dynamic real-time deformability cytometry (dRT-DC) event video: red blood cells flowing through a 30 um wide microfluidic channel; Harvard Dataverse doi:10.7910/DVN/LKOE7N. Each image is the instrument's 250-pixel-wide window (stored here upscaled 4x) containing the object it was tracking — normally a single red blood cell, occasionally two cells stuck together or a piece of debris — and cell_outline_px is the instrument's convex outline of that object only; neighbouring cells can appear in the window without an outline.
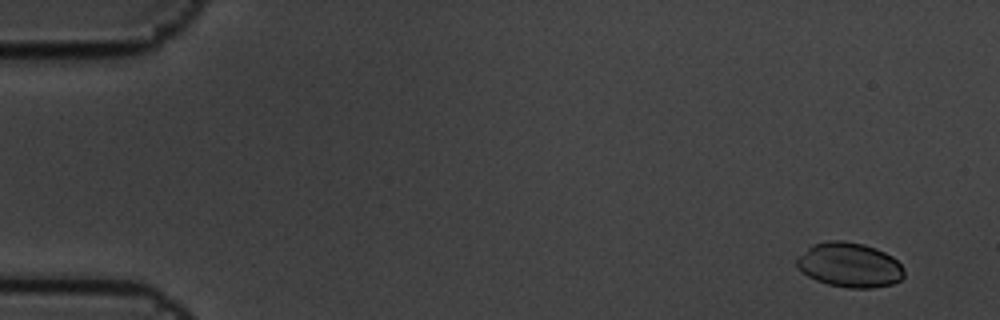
{"species": "common noctule bat (a hibernating species)", "species_latin": "Nyctalus noctula", "temperature_condition": "cold", "stored_images_in_passage": 7, "camera_frame_rate_fps": 3000, "um_per_image_px": 0.085, "animal": {"sex": "male", "body_mass_g": 19.5, "forearm_length_mm": 54.6}, "frame": {"image": 1, "passage_image": 1, "time_ms": 0.0, "image_size_px": [1000, 320], "cell_outline_px": [[904, 276], [900, 280], [892, 284], [872, 288], [848, 288], [828, 284], [816, 280], [808, 276], [796, 268], [796, 260], [812, 244], [828, 240], [844, 240], [864, 244], [876, 248], [892, 256], [904, 268]], "centroid_in_image_um": [72.21, 22.52], "position_along_channel_um": 12.8, "area_um2": 28.03}}
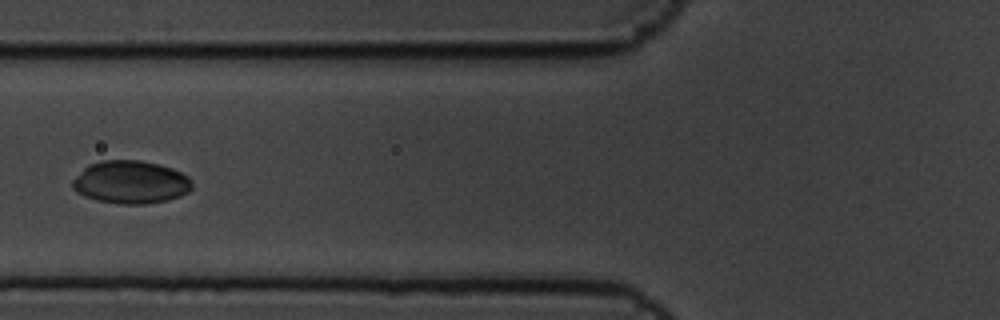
{"frame": {"image": 2, "passage_image": 7, "time_ms": 2.0, "image_size_px": [1000, 320], "cell_outline_px": [[192, 188], [188, 192], [180, 196], [168, 200], [144, 204], [120, 204], [96, 200], [84, 196], [76, 192], [72, 188], [72, 180], [88, 164], [100, 160], [140, 160], [160, 164], [172, 168], [188, 176], [192, 180]], "centroid_in_image_um": [11.11, 15.48], "position_along_channel_um": 114.7, "area_um2": 30.17}}